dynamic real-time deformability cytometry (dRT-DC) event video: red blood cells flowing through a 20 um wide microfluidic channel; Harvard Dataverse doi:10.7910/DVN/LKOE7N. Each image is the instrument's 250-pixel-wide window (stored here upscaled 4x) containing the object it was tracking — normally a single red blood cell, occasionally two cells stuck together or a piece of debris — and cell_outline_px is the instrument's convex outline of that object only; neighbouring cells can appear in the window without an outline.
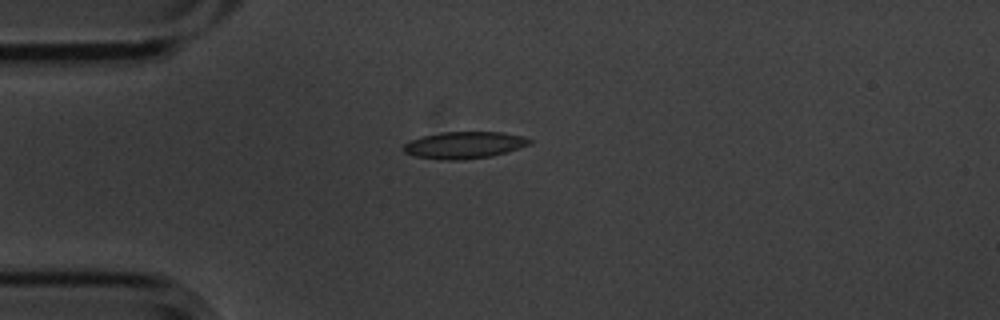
{"species": "common noctule bat (a hibernating species)", "species_latin": "Nyctalus noctula", "temperature_condition": "cold", "stored_images_in_passage": 5, "camera_frame_rate_fps": 3000, "um_per_image_px": 0.085, "animal": {"sex": "male", "body_mass_g": 20.1, "forearm_length_mm": 53.5}, "frame": {"image": 1, "passage_image": 2, "time_ms": 0.333, "image_size_px": [1000, 320], "cell_outline_px": [[532, 140], [528, 144], [520, 148], [492, 156], [460, 160], [444, 160], [416, 156], [404, 152], [400, 148], [404, 144], [412, 140], [424, 136], [440, 132], [504, 132], [524, 136]], "centroid_in_image_um": [39.46, 12.33], "position_along_channel_um": 45.5, "area_um2": 19.71}}
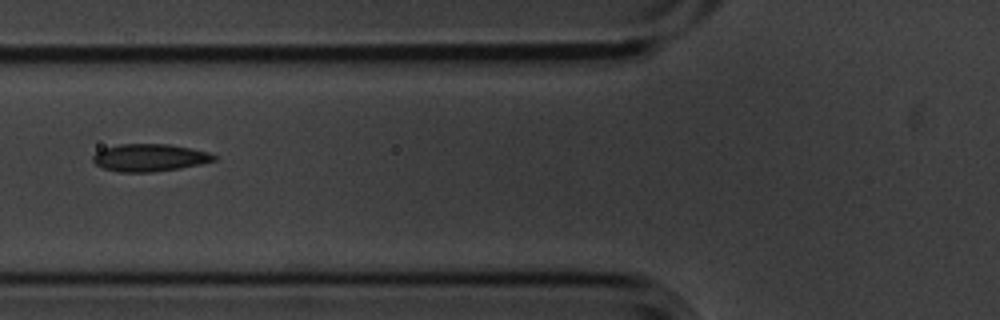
{"frame": {"image": 2, "passage_image": 4, "time_ms": 1.0, "image_size_px": [1000, 320], "cell_outline_px": [[216, 160], [200, 164], [180, 168], [152, 172], [116, 172], [104, 168], [96, 164], [92, 160], [92, 156], [96, 152], [104, 148], [120, 144], [168, 144], [208, 152], [216, 156]], "centroid_in_image_um": [12.68, 13.4], "position_along_channel_um": 113.1, "area_um2": 19.25}}
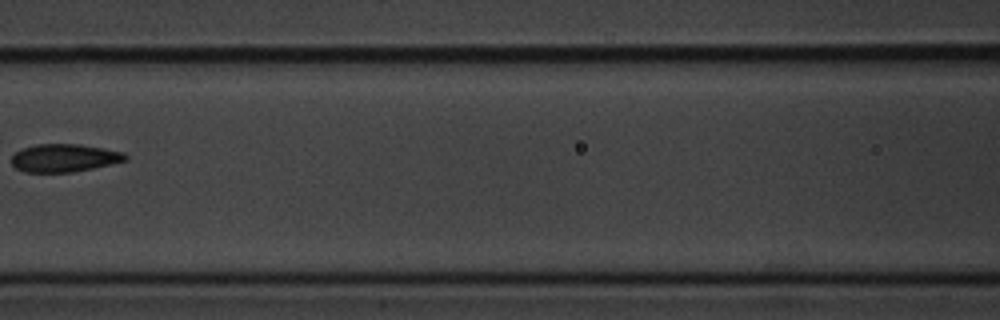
{"frame": {"image": 3, "passage_image": 5, "time_ms": 1.333, "image_size_px": [1000, 320], "cell_outline_px": [[128, 160], [92, 168], [72, 172], [24, 172], [16, 168], [12, 164], [12, 156], [16, 152], [24, 148], [36, 144], [80, 144], [104, 148], [124, 152], [128, 156]], "centroid_in_image_um": [5.48, 13.42], "position_along_channel_um": 161.1, "area_um2": 18.5}}